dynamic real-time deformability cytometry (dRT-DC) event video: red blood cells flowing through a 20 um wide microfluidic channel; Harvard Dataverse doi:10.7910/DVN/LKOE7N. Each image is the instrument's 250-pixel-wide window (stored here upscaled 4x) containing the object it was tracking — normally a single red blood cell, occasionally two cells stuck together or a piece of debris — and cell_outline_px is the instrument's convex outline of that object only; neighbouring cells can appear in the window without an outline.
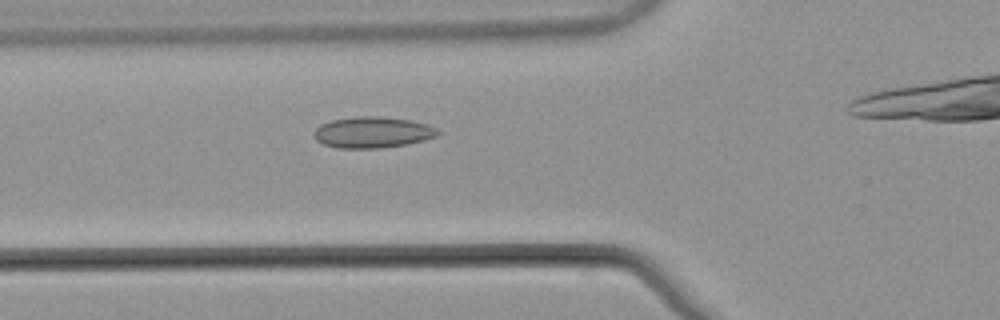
{"species": "common noctule bat (a hibernating species)", "species_latin": "Nyctalus noctula", "temperature_condition": "warm", "stored_images_in_passage": 31, "camera_frame_rate_fps": 3000, "um_per_image_px": 0.085, "animal": {"sex": "male", "body_mass_g": 21.5, "forearm_length_mm": 52.0}, "frame": {"image": 1, "passage_image": 7, "time_ms": 2.0, "image_size_px": [1000, 320], "cell_outline_px": [[440, 132], [436, 136], [424, 140], [408, 144], [380, 148], [336, 148], [324, 144], [316, 140], [312, 136], [312, 132], [320, 124], [332, 120], [360, 116], [376, 116], [412, 120], [428, 124], [436, 128]], "centroid_in_image_um": [31.65, 11.25], "position_along_channel_um": 94.2, "area_um2": 22.6}}
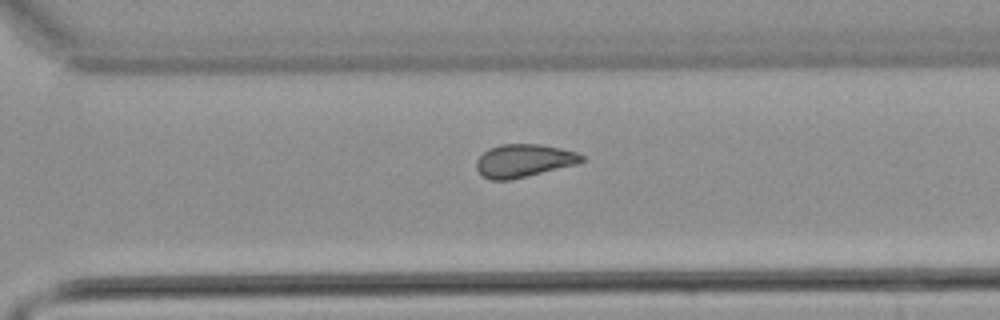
{"frame": {"image": 2, "passage_image": 25, "time_ms": 8.0, "image_size_px": [1000, 320], "cell_outline_px": [[584, 160], [576, 164], [508, 180], [492, 180], [484, 176], [476, 168], [476, 160], [488, 148], [500, 144], [540, 144], [560, 148], [576, 152], [584, 156]], "centroid_in_image_um": [44.5, 13.64], "position_along_channel_um": 326.1, "area_um2": 19.94}}
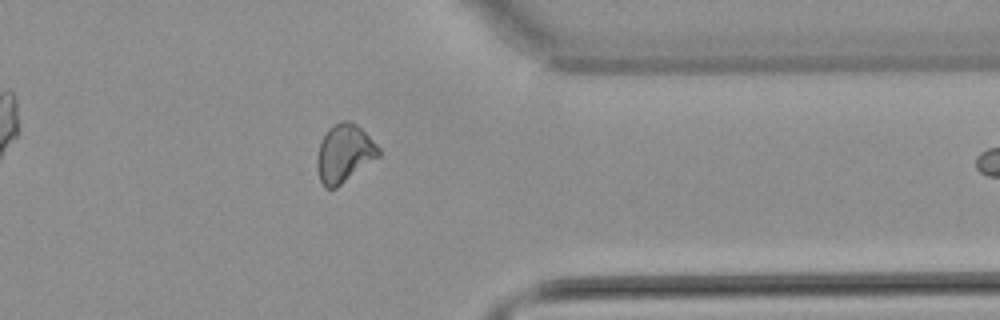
{"frame": {"image": 3, "passage_image": 30, "time_ms": 9.667, "image_size_px": [1000, 320], "cell_outline_px": [[380, 156], [336, 188], [324, 188], [320, 180], [316, 168], [316, 160], [320, 140], [328, 128], [332, 124], [340, 120], [352, 120], [380, 148]], "centroid_in_image_um": [29.23, 13.02], "position_along_channel_um": 382.2, "area_um2": 21.04}}